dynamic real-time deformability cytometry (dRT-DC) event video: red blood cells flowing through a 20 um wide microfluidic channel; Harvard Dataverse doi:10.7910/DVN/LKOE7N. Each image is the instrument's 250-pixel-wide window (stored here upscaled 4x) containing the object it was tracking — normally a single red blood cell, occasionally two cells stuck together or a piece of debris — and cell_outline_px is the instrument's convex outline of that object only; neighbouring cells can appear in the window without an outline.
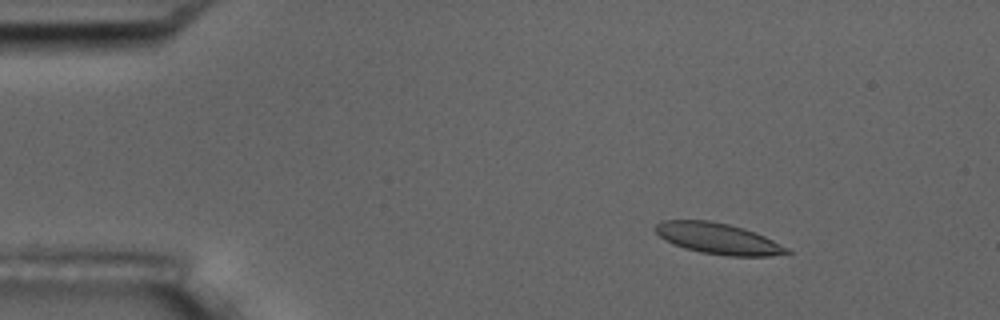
{"species": "common noctule bat (a hibernating species)", "species_latin": "Nyctalus noctula", "temperature_condition": "room temperature", "stored_images_in_passage": 7, "camera_frame_rate_fps": 3000, "um_per_image_px": 0.085, "animal": {"sex": "male", "body_mass_g": 17.5, "forearm_length_mm": 52.3}, "frame": {"image": 1, "passage_image": 3, "time_ms": 2.333, "image_size_px": [1000, 320], "cell_outline_px": [[792, 252], [768, 256], [728, 256], [700, 252], [684, 248], [664, 240], [652, 228], [656, 224], [664, 220], [708, 220], [728, 224], [764, 236], [788, 248]], "centroid_in_image_um": [60.98, 20.28], "position_along_channel_um": 24.0, "area_um2": 23.47}}